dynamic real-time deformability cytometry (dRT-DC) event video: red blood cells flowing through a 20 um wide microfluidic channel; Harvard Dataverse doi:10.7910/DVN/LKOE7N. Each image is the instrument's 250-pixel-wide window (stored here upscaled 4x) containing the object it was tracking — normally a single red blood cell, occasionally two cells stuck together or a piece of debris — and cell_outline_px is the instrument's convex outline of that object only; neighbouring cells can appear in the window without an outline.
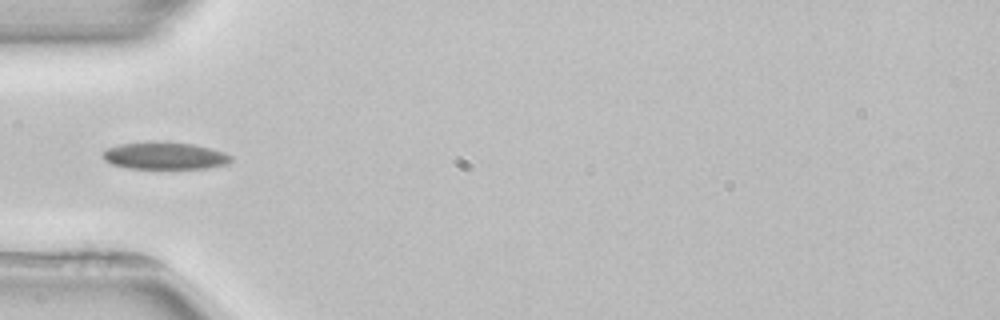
{"species": "common noctule bat (a hibernating species)", "species_latin": "Nyctalus noctula", "temperature_condition": "room temperature", "stored_images_in_passage": 1, "camera_frame_rate_fps": 3000, "um_per_image_px": 0.085, "animal": {"sex": "female", "body_mass_g": 22.7, "forearm_length_mm": 54.2}, "frame": {"image": 1, "passage_image": 1, "time_ms": 0.0, "image_size_px": [1000, 320], "cell_outline_px": [[232, 160], [228, 164], [208, 168], [128, 168], [112, 164], [104, 160], [100, 156], [104, 148], [120, 144], [148, 140], [160, 140], [192, 144], [212, 148], [224, 152], [232, 156]], "centroid_in_image_um": [13.96, 13.21], "position_along_channel_um": 71.0, "area_um2": 20.92}}